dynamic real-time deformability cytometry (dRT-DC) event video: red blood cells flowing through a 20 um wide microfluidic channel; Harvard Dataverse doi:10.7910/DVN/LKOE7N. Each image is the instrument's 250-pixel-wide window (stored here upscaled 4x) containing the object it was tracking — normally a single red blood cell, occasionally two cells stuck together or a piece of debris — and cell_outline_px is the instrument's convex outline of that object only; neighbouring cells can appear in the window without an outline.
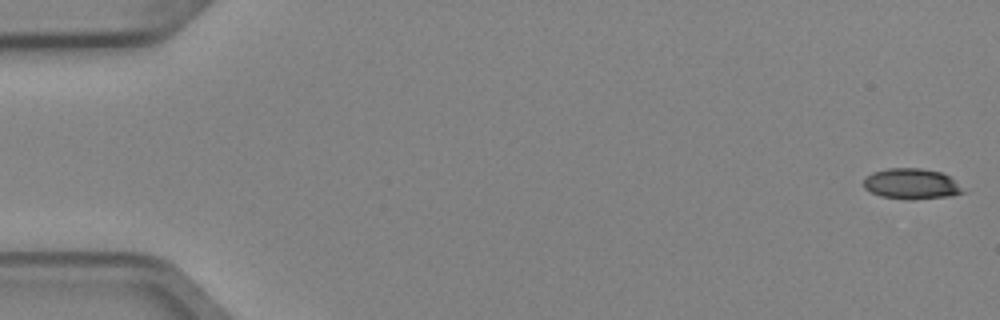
{"species": "Egyptian fruit bat (a non-hibernating species)", "species_latin": "Rousettus aegyptiacus", "temperature_condition": "cold", "stored_images_in_passage": 4, "segment_of_instrument_passage": [2, 2], "camera_frame_rate_fps": 3000, "um_per_image_px": 0.085, "animal": {"sex": "female"}, "frame": {"image": 1, "passage_image": 4, "time_ms": 1.0, "image_size_px": [1000, 320], "cell_outline_px": [[964, 192], [952, 196], [912, 200], [908, 200], [880, 196], [864, 188], [864, 176], [872, 172], [888, 168], [920, 168], [944, 172]], "centroid_in_image_um": [77.42, 15.62], "position_along_channel_um": 7.6, "area_um2": 17.74}}